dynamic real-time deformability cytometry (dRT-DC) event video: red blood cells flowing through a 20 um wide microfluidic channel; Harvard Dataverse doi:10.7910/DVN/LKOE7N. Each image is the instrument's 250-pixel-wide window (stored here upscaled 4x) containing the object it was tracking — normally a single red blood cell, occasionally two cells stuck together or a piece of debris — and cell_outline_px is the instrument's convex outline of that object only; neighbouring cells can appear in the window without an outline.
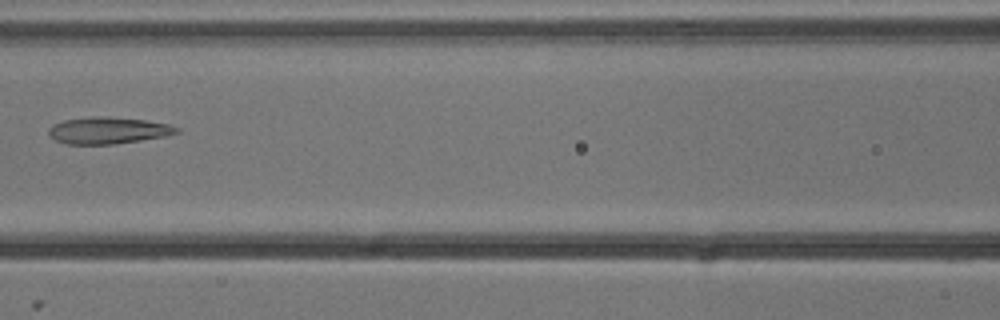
{"species": "common noctule bat (a hibernating species)", "species_latin": "Nyctalus noctula", "temperature_condition": "cold", "stored_images_in_passage": 8, "camera_frame_rate_fps": 3000, "um_per_image_px": 0.085, "animal": {"sex": "male", "body_mass_g": 13.3}, "frame": {"image": 1, "passage_image": 7, "time_ms": 2.0, "image_size_px": [1000, 320], "cell_outline_px": [[180, 132], [164, 136], [140, 140], [112, 144], [68, 144], [56, 140], [48, 132], [48, 128], [52, 124], [64, 120], [92, 116], [100, 116], [144, 120], [168, 124], [180, 128]], "centroid_in_image_um": [9.17, 11.08], "position_along_channel_um": 157.4, "area_um2": 19.71}}
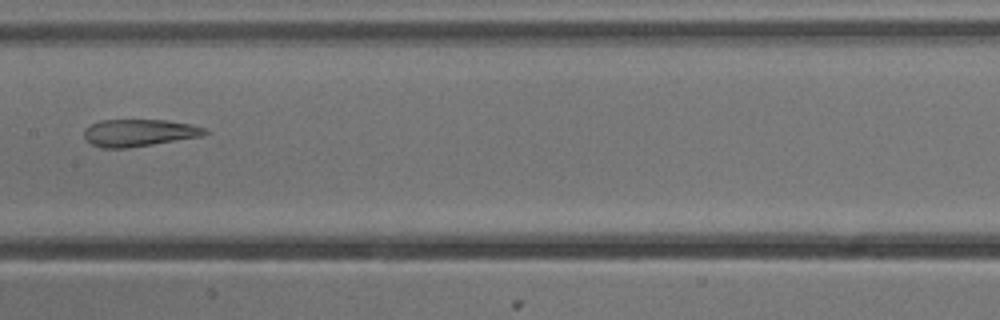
{"frame": {"image": 2, "passage_image": 8, "time_ms": 2.333, "image_size_px": [1000, 320], "cell_outline_px": [[208, 132], [204, 136], [128, 148], [100, 148], [84, 140], [84, 128], [100, 120], [168, 120], [192, 124], [208, 128]], "centroid_in_image_um": [11.84, 11.29], "position_along_channel_um": 195.6, "area_um2": 19.42}}